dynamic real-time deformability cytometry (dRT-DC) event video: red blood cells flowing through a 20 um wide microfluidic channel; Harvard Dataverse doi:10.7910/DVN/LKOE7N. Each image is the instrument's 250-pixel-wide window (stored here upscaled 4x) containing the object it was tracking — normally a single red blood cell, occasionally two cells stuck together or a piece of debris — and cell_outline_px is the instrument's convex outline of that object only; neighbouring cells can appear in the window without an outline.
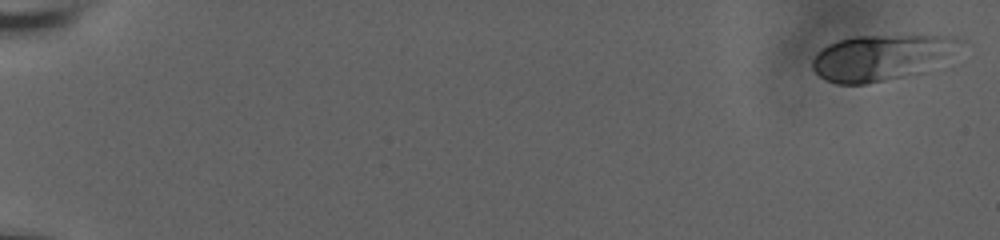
{"species": "human", "species_latin": "Homo sapiens", "temperature_condition": "room temperature", "stored_images_in_passage": 31, "camera_frame_rate_fps": 3000, "um_per_image_px": 0.085, "donor": {"sex": "male"}, "frame": {"image": 1, "passage_image": 1, "time_ms": 0.0, "image_size_px": [1000, 240], "cell_outline_px": [[960, 40], [928, 72], [864, 84], [836, 84], [820, 76], [812, 68], [812, 60], [828, 44], [840, 40], [856, 36], [956, 36]], "centroid_in_image_um": [74.82, 4.91], "position_along_channel_um": 10.2, "area_um2": 38.26}}
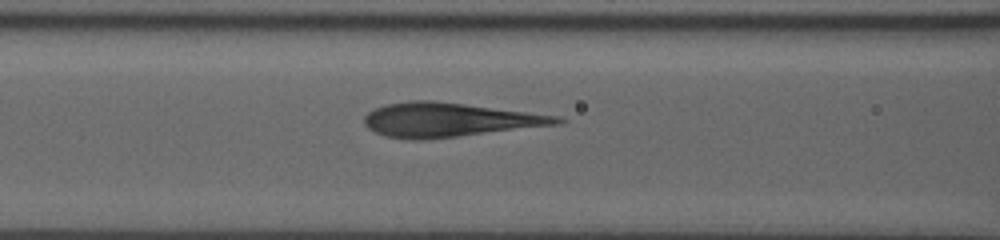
{"frame": {"image": 2, "passage_image": 27, "time_ms": 8.667, "image_size_px": [1000, 240], "cell_outline_px": [[568, 120], [560, 124], [456, 136], [420, 140], [412, 140], [384, 136], [368, 128], [364, 124], [364, 116], [368, 112], [384, 104], [408, 100], [432, 100], [560, 116]], "centroid_in_image_um": [38.13, 10.18], "position_along_channel_um": 128.5, "area_um2": 38.03}}
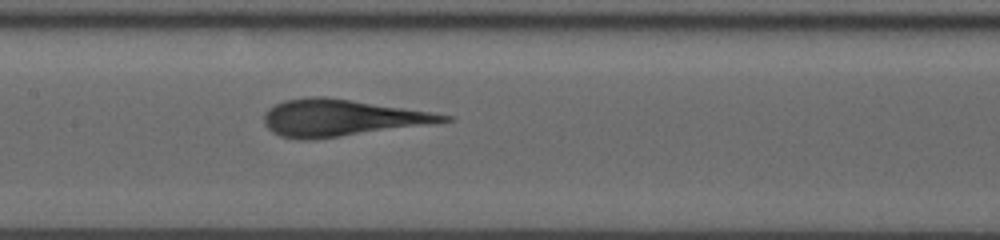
{"frame": {"image": 3, "passage_image": 31, "time_ms": 10.0, "image_size_px": [1000, 240], "cell_outline_px": [[456, 120], [428, 124], [312, 140], [300, 140], [280, 136], [272, 132], [264, 124], [264, 116], [268, 108], [284, 100], [312, 96], [324, 96], [456, 116]], "centroid_in_image_um": [28.97, 10.02], "position_along_channel_um": 178.4, "area_um2": 38.03}}